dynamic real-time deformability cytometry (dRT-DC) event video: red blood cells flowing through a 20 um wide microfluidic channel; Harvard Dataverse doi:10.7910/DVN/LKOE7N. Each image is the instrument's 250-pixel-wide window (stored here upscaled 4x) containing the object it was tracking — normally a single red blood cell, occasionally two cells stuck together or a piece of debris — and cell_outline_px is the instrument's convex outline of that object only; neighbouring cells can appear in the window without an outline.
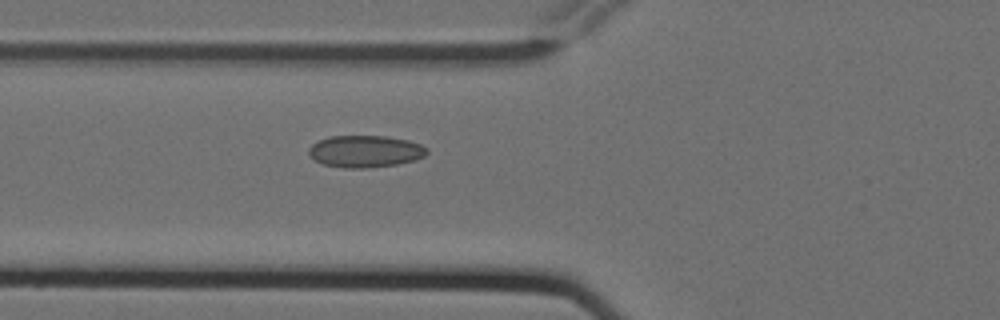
{"species": "Egyptian fruit bat (a non-hibernating species)", "species_latin": "Rousettus aegyptiacus", "temperature_condition": "cold", "stored_images_in_passage": 4, "camera_frame_rate_fps": 3000, "um_per_image_px": 0.085, "animal": {"sex": "female"}, "frame": {"image": 1, "passage_image": 4, "time_ms": 1.0, "image_size_px": [1000, 320], "cell_outline_px": [[428, 152], [424, 156], [416, 160], [396, 164], [364, 168], [344, 168], [324, 164], [308, 156], [308, 148], [312, 144], [320, 140], [332, 136], [384, 136], [408, 140], [420, 144], [428, 148]], "centroid_in_image_um": [31.04, 12.86], "position_along_channel_um": 94.8, "area_um2": 21.96}}